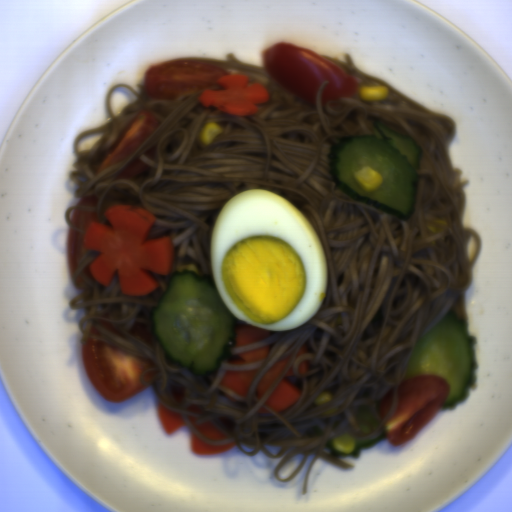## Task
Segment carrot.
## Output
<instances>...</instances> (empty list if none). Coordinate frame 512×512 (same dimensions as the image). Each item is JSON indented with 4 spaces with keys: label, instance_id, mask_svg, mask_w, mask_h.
Returning <instances> with one entry per match:
<instances>
[{
    "label": "carrot",
    "instance_id": "b8716197",
    "mask_svg": "<svg viewBox=\"0 0 512 512\" xmlns=\"http://www.w3.org/2000/svg\"><path fill=\"white\" fill-rule=\"evenodd\" d=\"M110 223L89 221L83 247L99 253L89 270L102 286H110L117 274L124 296H143L160 287L151 274H171L174 246L169 237L147 239L156 217L142 207L115 205L104 214Z\"/></svg>",
    "mask_w": 512,
    "mask_h": 512
},
{
    "label": "carrot",
    "instance_id": "cead05ca",
    "mask_svg": "<svg viewBox=\"0 0 512 512\" xmlns=\"http://www.w3.org/2000/svg\"><path fill=\"white\" fill-rule=\"evenodd\" d=\"M249 83L247 75H224L216 80L223 89H204L197 99L204 107H215L229 115H254L259 112L257 104H265L271 97L260 83Z\"/></svg>",
    "mask_w": 512,
    "mask_h": 512
},
{
    "label": "carrot",
    "instance_id": "1c9b5961",
    "mask_svg": "<svg viewBox=\"0 0 512 512\" xmlns=\"http://www.w3.org/2000/svg\"><path fill=\"white\" fill-rule=\"evenodd\" d=\"M292 375H295L293 366L287 369L283 378L265 403L267 407L276 413L286 410L301 398V388L288 379Z\"/></svg>",
    "mask_w": 512,
    "mask_h": 512
},
{
    "label": "carrot",
    "instance_id": "07d2c1c8",
    "mask_svg": "<svg viewBox=\"0 0 512 512\" xmlns=\"http://www.w3.org/2000/svg\"><path fill=\"white\" fill-rule=\"evenodd\" d=\"M257 369L249 371H226L220 385L234 393L235 395L245 396L248 393L250 385L257 373Z\"/></svg>",
    "mask_w": 512,
    "mask_h": 512
},
{
    "label": "carrot",
    "instance_id": "79d8ee17",
    "mask_svg": "<svg viewBox=\"0 0 512 512\" xmlns=\"http://www.w3.org/2000/svg\"><path fill=\"white\" fill-rule=\"evenodd\" d=\"M235 328V339L231 347L245 346L254 342L271 337L272 330H261L246 323H243L237 316Z\"/></svg>",
    "mask_w": 512,
    "mask_h": 512
},
{
    "label": "carrot",
    "instance_id": "46ec933d",
    "mask_svg": "<svg viewBox=\"0 0 512 512\" xmlns=\"http://www.w3.org/2000/svg\"><path fill=\"white\" fill-rule=\"evenodd\" d=\"M290 358L291 354L273 363L268 368V370L261 376V378L259 379L258 383L255 386V398L261 399L263 397V395L267 392V390L271 387L274 381L281 374Z\"/></svg>",
    "mask_w": 512,
    "mask_h": 512
},
{
    "label": "carrot",
    "instance_id": "abdcd85c",
    "mask_svg": "<svg viewBox=\"0 0 512 512\" xmlns=\"http://www.w3.org/2000/svg\"><path fill=\"white\" fill-rule=\"evenodd\" d=\"M157 413L159 423L165 435L170 436L175 430L187 425L180 413L165 407L159 402Z\"/></svg>",
    "mask_w": 512,
    "mask_h": 512
},
{
    "label": "carrot",
    "instance_id": "7f4f0e56",
    "mask_svg": "<svg viewBox=\"0 0 512 512\" xmlns=\"http://www.w3.org/2000/svg\"><path fill=\"white\" fill-rule=\"evenodd\" d=\"M190 445L192 452L198 455H219L234 448L236 442L233 441L227 445H212L192 432Z\"/></svg>",
    "mask_w": 512,
    "mask_h": 512
},
{
    "label": "carrot",
    "instance_id": "942b0fe3",
    "mask_svg": "<svg viewBox=\"0 0 512 512\" xmlns=\"http://www.w3.org/2000/svg\"><path fill=\"white\" fill-rule=\"evenodd\" d=\"M269 344L246 352L231 355L227 358L228 364H250L263 358H268Z\"/></svg>",
    "mask_w": 512,
    "mask_h": 512
},
{
    "label": "carrot",
    "instance_id": "e1d6ba96",
    "mask_svg": "<svg viewBox=\"0 0 512 512\" xmlns=\"http://www.w3.org/2000/svg\"><path fill=\"white\" fill-rule=\"evenodd\" d=\"M188 421L191 426H193L198 432H200L204 437L209 438L211 440H224L228 436L225 432L220 430L218 427L213 425L212 423L203 422L201 424H197L196 420L199 417H195L192 415H188Z\"/></svg>",
    "mask_w": 512,
    "mask_h": 512
},
{
    "label": "carrot",
    "instance_id": "ad0e68b4",
    "mask_svg": "<svg viewBox=\"0 0 512 512\" xmlns=\"http://www.w3.org/2000/svg\"><path fill=\"white\" fill-rule=\"evenodd\" d=\"M170 392L174 401L183 402L186 393L185 387L171 385Z\"/></svg>",
    "mask_w": 512,
    "mask_h": 512
},
{
    "label": "carrot",
    "instance_id": "22903bb0",
    "mask_svg": "<svg viewBox=\"0 0 512 512\" xmlns=\"http://www.w3.org/2000/svg\"><path fill=\"white\" fill-rule=\"evenodd\" d=\"M218 423L221 424L227 431H232L234 425L230 417L218 418Z\"/></svg>",
    "mask_w": 512,
    "mask_h": 512
},
{
    "label": "carrot",
    "instance_id": "e3c8d2d2",
    "mask_svg": "<svg viewBox=\"0 0 512 512\" xmlns=\"http://www.w3.org/2000/svg\"><path fill=\"white\" fill-rule=\"evenodd\" d=\"M310 369H311L310 361H307V360L302 361L297 368L299 374H302V375L307 374L310 371Z\"/></svg>",
    "mask_w": 512,
    "mask_h": 512
},
{
    "label": "carrot",
    "instance_id": "4e7dbe19",
    "mask_svg": "<svg viewBox=\"0 0 512 512\" xmlns=\"http://www.w3.org/2000/svg\"><path fill=\"white\" fill-rule=\"evenodd\" d=\"M187 412L203 414V408L198 404H191L186 408Z\"/></svg>",
    "mask_w": 512,
    "mask_h": 512
},
{
    "label": "carrot",
    "instance_id": "92177dfe",
    "mask_svg": "<svg viewBox=\"0 0 512 512\" xmlns=\"http://www.w3.org/2000/svg\"><path fill=\"white\" fill-rule=\"evenodd\" d=\"M308 352H309V349H308L307 344H303V345L300 347V349L298 350V352H297V354H296L295 359H296V358H298V357H301V356H303V355H305V354H308Z\"/></svg>",
    "mask_w": 512,
    "mask_h": 512
},
{
    "label": "carrot",
    "instance_id": "32967c21",
    "mask_svg": "<svg viewBox=\"0 0 512 512\" xmlns=\"http://www.w3.org/2000/svg\"><path fill=\"white\" fill-rule=\"evenodd\" d=\"M256 412H257V413H259V414H263V415H268V414H270V411H268L267 409H265V408H264V407H262V406H261V407H260Z\"/></svg>",
    "mask_w": 512,
    "mask_h": 512
}]
</instances>
